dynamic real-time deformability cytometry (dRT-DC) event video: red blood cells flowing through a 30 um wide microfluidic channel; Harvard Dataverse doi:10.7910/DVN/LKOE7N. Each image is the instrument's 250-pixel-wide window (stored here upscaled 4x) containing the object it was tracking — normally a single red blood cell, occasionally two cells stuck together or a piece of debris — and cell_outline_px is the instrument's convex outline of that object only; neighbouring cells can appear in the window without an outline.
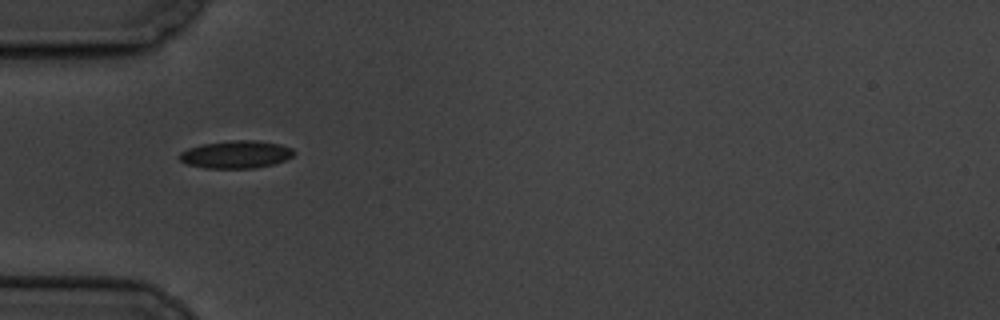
{"species": "common noctule bat (a hibernating species)", "species_latin": "Nyctalus noctula", "temperature_condition": "cold", "stored_images_in_passage": 4, "camera_frame_rate_fps": 3000, "um_per_image_px": 0.085, "animal": {"sex": "male", "body_mass_g": 19.5, "forearm_length_mm": 54.6}, "frame": {"image": 1, "passage_image": 3, "time_ms": 2.333, "image_size_px": [1000, 320], "cell_outline_px": [[296, 152], [292, 156], [284, 160], [272, 164], [252, 168], [204, 168], [184, 164], [180, 160], [180, 152], [188, 148], [200, 144], [232, 140], [256, 140], [280, 144], [292, 148]], "centroid_in_image_um": [20.03, 13.12], "position_along_channel_um": 65.0, "area_um2": 18.5}}
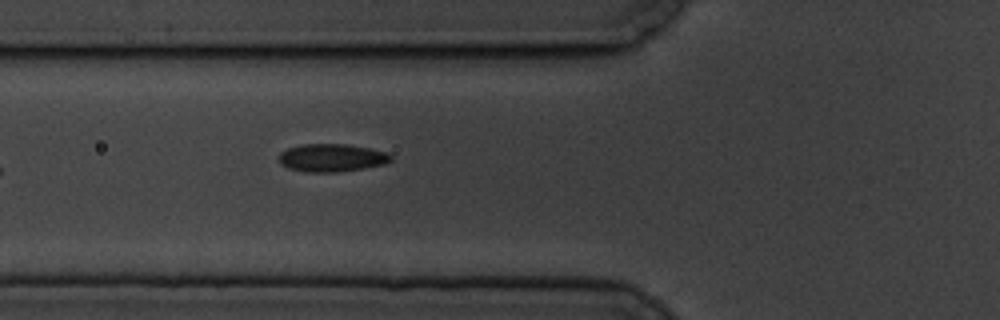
{"frame": {"image": 2, "passage_image": 4, "time_ms": 3.333, "image_size_px": [1000, 320], "cell_outline_px": [[392, 160], [384, 164], [364, 168], [336, 172], [304, 172], [288, 168], [280, 164], [280, 152], [288, 148], [300, 144], [348, 144], [388, 152], [392, 156]], "centroid_in_image_um": [28.2, 13.41], "position_along_channel_um": 97.6, "area_um2": 18.26}}